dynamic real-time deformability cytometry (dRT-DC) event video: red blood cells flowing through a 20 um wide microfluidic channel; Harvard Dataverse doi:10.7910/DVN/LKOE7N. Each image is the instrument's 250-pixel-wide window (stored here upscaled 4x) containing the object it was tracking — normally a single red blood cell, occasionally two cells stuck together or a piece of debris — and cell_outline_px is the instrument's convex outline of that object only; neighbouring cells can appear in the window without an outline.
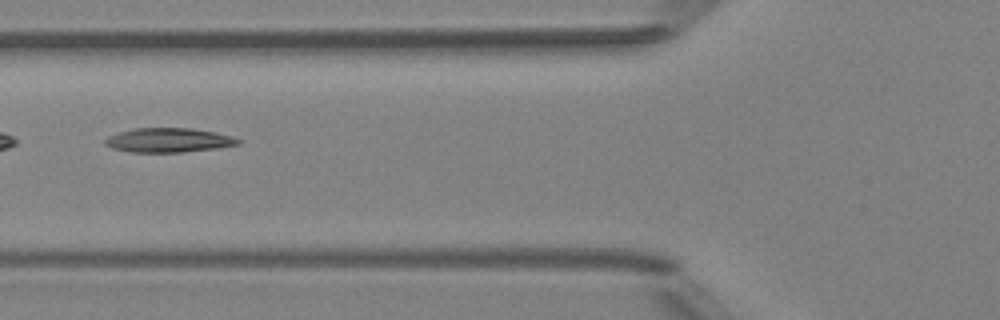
{"species": "Egyptian fruit bat (a non-hibernating species)", "species_latin": "Rousettus aegyptiacus", "temperature_condition": "room temperature", "stored_images_in_passage": 5, "camera_frame_rate_fps": 3000, "um_per_image_px": 0.085, "animal": {"sex": "female"}, "frame": {"image": 1, "passage_image": 4, "time_ms": 3.333, "image_size_px": [1000, 320], "cell_outline_px": [[244, 140], [240, 144], [216, 148], [184, 152], [132, 152], [112, 148], [104, 144], [104, 140], [108, 136], [132, 128], [192, 128], [232, 136]], "centroid_in_image_um": [14.34, 11.91], "position_along_channel_um": 111.5, "area_um2": 18.84}}
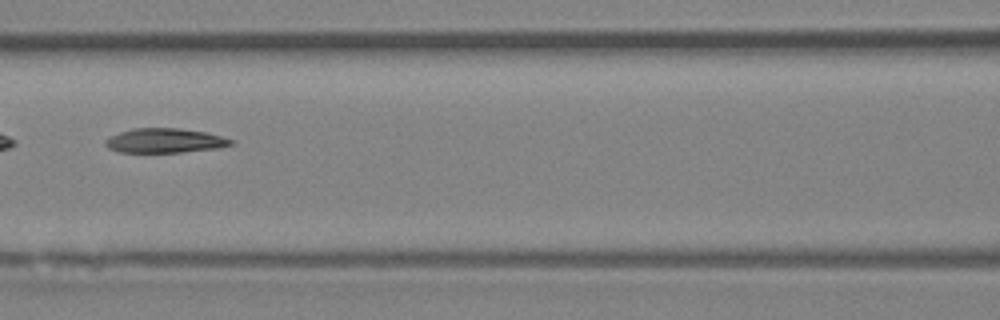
{"frame": {"image": 2, "passage_image": 5, "time_ms": 4.333, "image_size_px": [1000, 320], "cell_outline_px": [[236, 140], [232, 144], [220, 148], [180, 152], [120, 152], [108, 148], [104, 144], [104, 140], [120, 132], [132, 128], [180, 128], [208, 132]], "centroid_in_image_um": [14.05, 11.94], "position_along_channel_um": 152.5, "area_um2": 18.03}}